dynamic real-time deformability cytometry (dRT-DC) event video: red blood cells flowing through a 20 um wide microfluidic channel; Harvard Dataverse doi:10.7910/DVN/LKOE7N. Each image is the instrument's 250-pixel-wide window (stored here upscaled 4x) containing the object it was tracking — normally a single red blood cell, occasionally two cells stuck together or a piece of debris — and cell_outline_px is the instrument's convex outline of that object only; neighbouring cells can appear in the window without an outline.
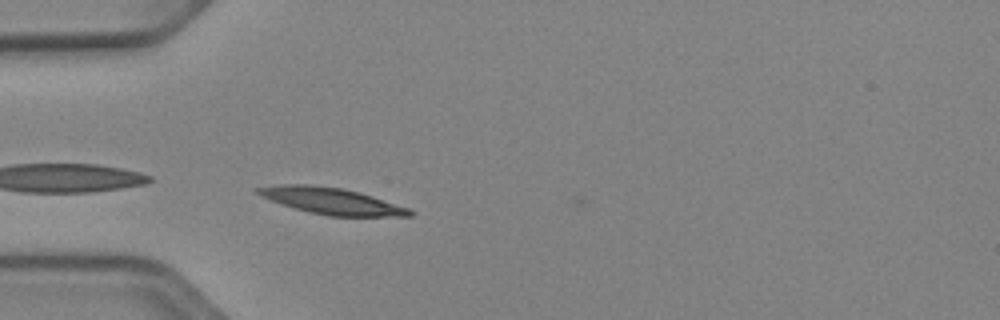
{"species": "Egyptian fruit bat (a non-hibernating species)", "species_latin": "Rousettus aegyptiacus", "temperature_condition": "cold", "stored_images_in_passage": 6, "camera_frame_rate_fps": 3000, "um_per_image_px": 0.085, "animal": {"sex": "female"}, "frame": {"image": 1, "passage_image": 2, "time_ms": 0.333, "image_size_px": [1000, 320], "cell_outline_px": [[416, 212], [412, 216], [328, 216], [308, 212], [272, 200], [256, 192], [256, 188], [280, 184], [308, 184], [340, 188], [372, 196], [408, 208]], "centroid_in_image_um": [28.22, 17.09], "position_along_channel_um": 56.8, "area_um2": 22.89}}